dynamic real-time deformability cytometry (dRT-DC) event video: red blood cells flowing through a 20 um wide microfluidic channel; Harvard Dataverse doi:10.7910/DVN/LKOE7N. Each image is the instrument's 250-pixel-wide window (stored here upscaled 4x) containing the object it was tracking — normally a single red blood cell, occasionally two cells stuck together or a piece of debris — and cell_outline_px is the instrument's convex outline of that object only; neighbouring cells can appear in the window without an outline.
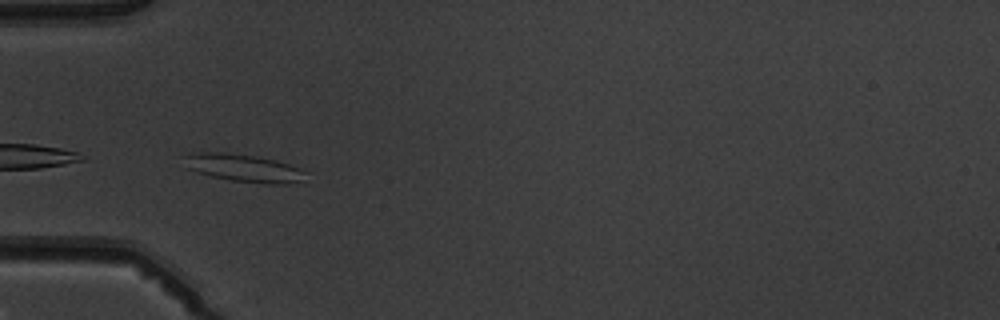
{"species": "common noctule bat (a hibernating species)", "species_latin": "Nyctalus noctula", "temperature_condition": "warm", "stored_images_in_passage": 7, "camera_frame_rate_fps": 3000, "um_per_image_px": 0.085, "animal": {"sex": "male", "body_mass_g": 19.5, "forearm_length_mm": 54.6}, "frame": {"image": 1, "passage_image": 4, "time_ms": 3.667, "image_size_px": [1000, 320], "cell_outline_px": [[308, 172], [300, 180], [288, 184], [264, 184], [232, 180], [212, 176], [196, 172], [188, 168], [180, 156], [192, 152], [224, 152], [256, 156], [276, 160], [300, 168]], "centroid_in_image_um": [20.66, 14.26], "position_along_channel_um": 64.3, "area_um2": 19.77}}
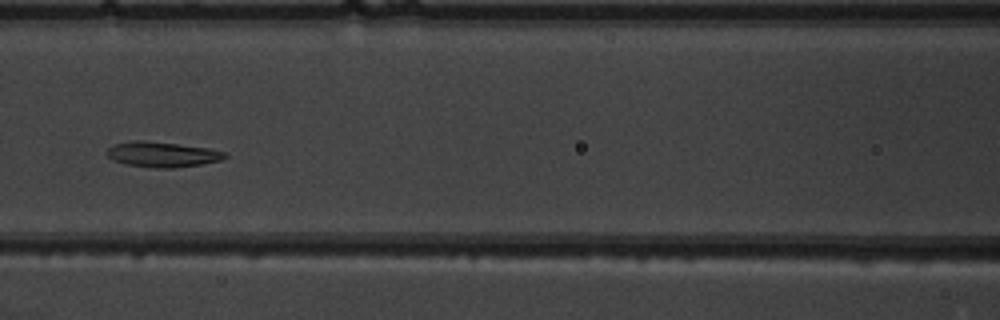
{"frame": {"image": 2, "passage_image": 6, "time_ms": 6.0, "image_size_px": [1000, 320], "cell_outline_px": [[228, 156], [220, 160], [200, 164], [176, 168], [160, 168], [128, 164], [112, 160], [108, 156], [108, 148], [116, 144], [136, 140], [140, 140], [176, 144], [208, 148], [228, 152]], "centroid_in_image_um": [13.84, 13.13], "position_along_channel_um": 152.8, "area_um2": 17.05}}
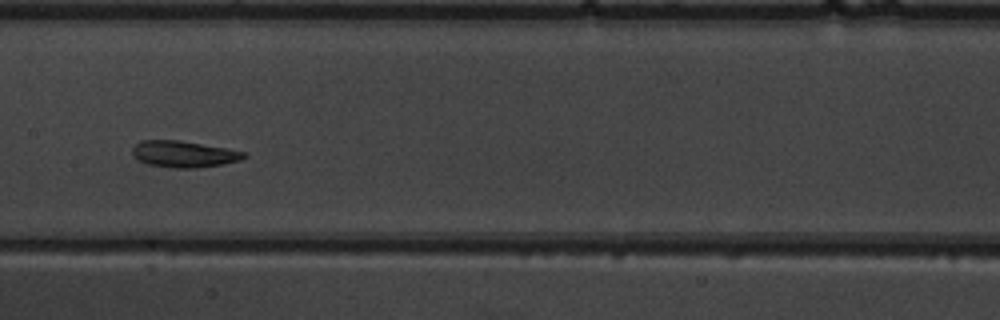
{"frame": {"image": 3, "passage_image": 7, "time_ms": 7.0, "image_size_px": [1000, 320], "cell_outline_px": [[248, 156], [240, 160], [220, 164], [196, 168], [176, 168], [148, 164], [140, 160], [132, 152], [132, 148], [140, 140], [180, 140], [228, 148], [244, 152]], "centroid_in_image_um": [15.64, 13.08], "position_along_channel_um": 191.8, "area_um2": 17.05}}